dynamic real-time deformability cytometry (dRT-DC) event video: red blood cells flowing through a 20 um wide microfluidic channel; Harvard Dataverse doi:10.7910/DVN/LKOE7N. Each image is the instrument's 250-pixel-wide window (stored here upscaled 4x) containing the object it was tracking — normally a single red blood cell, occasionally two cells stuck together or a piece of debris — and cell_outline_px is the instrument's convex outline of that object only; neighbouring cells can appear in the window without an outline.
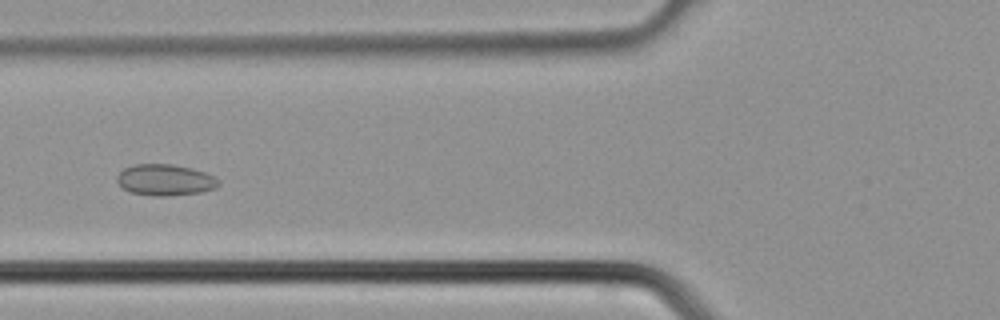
{"species": "common noctule bat (a hibernating species)", "species_latin": "Nyctalus noctula", "temperature_condition": "cold", "stored_images_in_passage": 32, "camera_frame_rate_fps": 3000, "um_per_image_px": 0.085, "animal": {"sex": "male", "body_mass_g": 21.5, "forearm_length_mm": 52.0}, "frame": {"image": 1, "passage_image": 10, "time_ms": 3.0, "image_size_px": [1000, 320], "cell_outline_px": [[220, 184], [216, 188], [200, 192], [164, 196], [152, 196], [132, 192], [124, 188], [116, 180], [116, 176], [124, 168], [136, 164], [172, 164], [204, 172], [220, 180]], "centroid_in_image_um": [14.03, 15.29], "position_along_channel_um": 111.8, "area_um2": 18.26}}
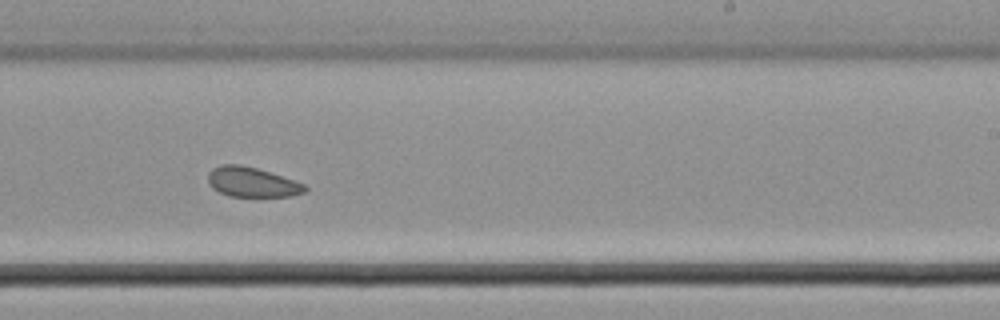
{"frame": {"image": 2, "passage_image": 19, "time_ms": 6.0, "image_size_px": [1000, 320], "cell_outline_px": [[308, 188], [304, 192], [292, 196], [228, 196], [212, 188], [208, 184], [208, 172], [212, 168], [224, 164], [236, 164], [256, 168], [304, 184]], "centroid_in_image_um": [21.37, 15.48], "position_along_channel_um": 267.6, "area_um2": 16.59}}
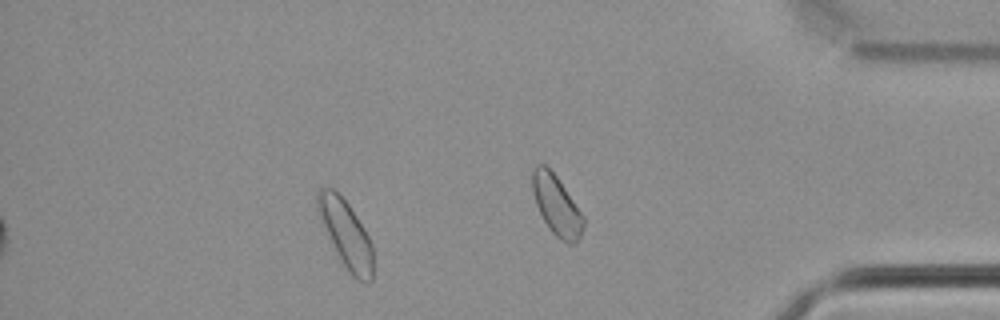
{"frame": {"image": 3, "passage_image": 27, "time_ms": 8.667, "image_size_px": [1000, 320], "cell_outline_px": [[372, 280], [368, 284], [356, 280], [352, 276], [336, 252], [316, 212], [316, 196], [320, 188], [332, 188], [348, 204], [364, 228], [372, 244]], "centroid_in_image_um": [29.39, 19.9], "position_along_channel_um": 405.8, "area_um2": 21.56}}